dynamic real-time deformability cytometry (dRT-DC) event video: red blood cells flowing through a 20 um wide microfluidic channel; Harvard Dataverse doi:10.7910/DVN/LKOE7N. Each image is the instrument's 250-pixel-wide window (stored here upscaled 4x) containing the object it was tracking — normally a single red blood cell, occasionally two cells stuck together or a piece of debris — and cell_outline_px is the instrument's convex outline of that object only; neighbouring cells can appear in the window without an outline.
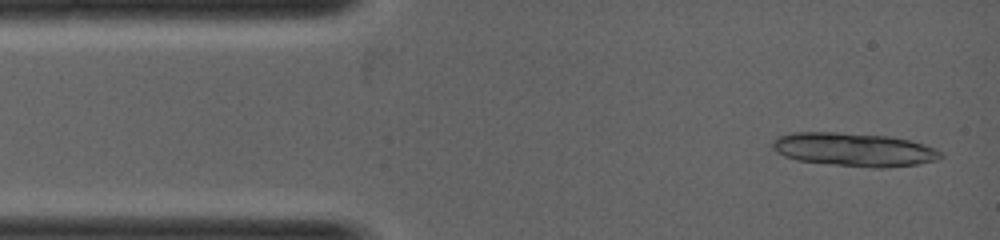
{"species": "common noctule bat (a hibernating species)", "species_latin": "Nyctalus noctula", "temperature_condition": "warm", "stored_images_in_passage": 1, "camera_frame_rate_fps": 5000, "um_per_image_px": 0.085, "animal": {"sex": "female", "body_mass_g": 19.0, "forearm_length_mm": 53.3}, "frame": {"image": 1, "passage_image": 1, "time_ms": 0.0, "image_size_px": [1000, 240], "cell_outline_px": [[944, 156], [940, 160], [916, 164], [884, 168], [872, 168], [796, 160], [784, 156], [776, 152], [772, 148], [772, 140], [776, 136], [792, 132], [836, 132], [888, 136], [908, 140], [924, 144], [936, 148]], "centroid_in_image_um": [72.58, 12.71], "position_along_channel_um": 12.4, "area_um2": 33.0}}